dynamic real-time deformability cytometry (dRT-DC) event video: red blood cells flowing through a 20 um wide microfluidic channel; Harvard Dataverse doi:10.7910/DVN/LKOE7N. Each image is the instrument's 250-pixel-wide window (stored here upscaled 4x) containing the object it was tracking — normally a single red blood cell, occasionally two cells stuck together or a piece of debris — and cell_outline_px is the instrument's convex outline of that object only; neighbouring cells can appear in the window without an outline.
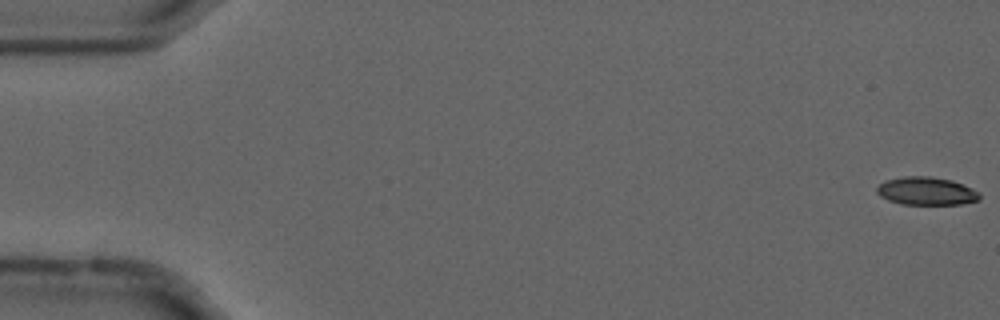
{"species": "common noctule bat (a hibernating species)", "species_latin": "Nyctalus noctula", "temperature_condition": "cold", "stored_images_in_passage": 56, "camera_frame_rate_fps": 3000, "um_per_image_px": 0.085, "animal": {"sex": "male", "forearm_length_mm": 52.5}, "frame": {"image": 1, "passage_image": 1, "time_ms": 0.0, "image_size_px": [1000, 320], "cell_outline_px": [[980, 200], [960, 204], [900, 204], [888, 200], [880, 196], [876, 192], [876, 188], [884, 180], [904, 176], [932, 176], [952, 180], [972, 188], [980, 192]], "centroid_in_image_um": [78.73, 16.23], "position_along_channel_um": 6.3, "area_um2": 16.94}}
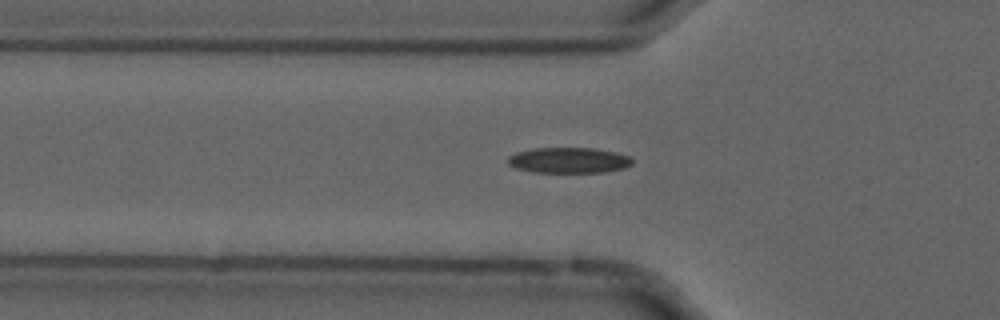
{"frame": {"image": 2, "passage_image": 19, "time_ms": 6.0, "image_size_px": [1000, 320], "cell_outline_px": [[632, 164], [624, 168], [604, 172], [532, 172], [516, 168], [508, 164], [508, 156], [516, 152], [536, 148], [592, 148], [616, 152], [628, 156], [632, 160]], "centroid_in_image_um": [48.33, 13.62], "position_along_channel_um": 77.5, "area_um2": 18.5}}
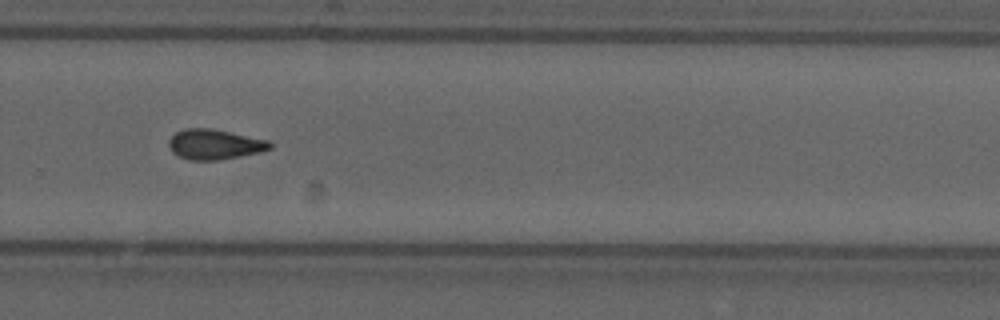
{"frame": {"image": 3, "passage_image": 38, "time_ms": 12.333, "image_size_px": [1000, 320], "cell_outline_px": [[272, 148], [260, 152], [220, 160], [188, 160], [172, 152], [168, 144], [168, 140], [176, 132], [184, 128], [208, 128], [268, 140], [272, 144]], "centroid_in_image_um": [18.22, 12.28], "position_along_channel_um": 311.6, "area_um2": 17.63}, "authors_computed_cell_mechanics": {"area_um2": 17.3978, "velocity_mm_per_s": 3.7008, "shape_relaxation_time_tau1_ms": null, "shape_relaxation_time_tau2_ms": 6.4218, "deformation_change_tau1": null, "deformation_change_tau2": 0.156}}